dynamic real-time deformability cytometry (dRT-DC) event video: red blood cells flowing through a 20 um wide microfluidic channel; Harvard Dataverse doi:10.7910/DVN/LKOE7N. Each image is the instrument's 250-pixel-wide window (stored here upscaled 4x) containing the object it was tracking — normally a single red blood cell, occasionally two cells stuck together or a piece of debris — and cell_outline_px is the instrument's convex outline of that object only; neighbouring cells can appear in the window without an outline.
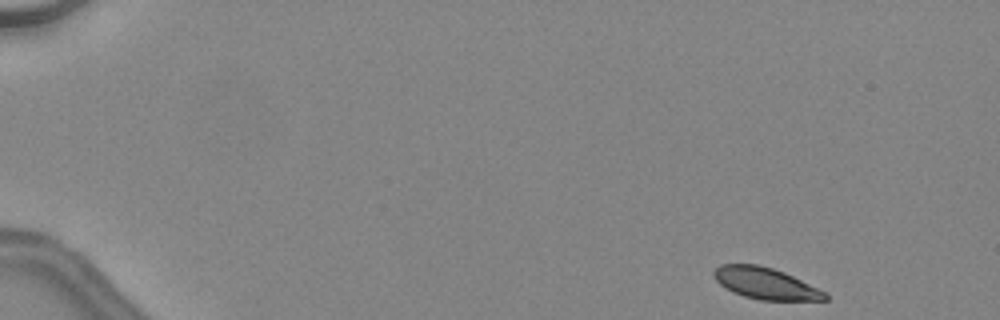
{"species": "common noctule bat (a hibernating species)", "species_latin": "Nyctalus noctula", "temperature_condition": "warm", "stored_images_in_passage": 44, "camera_frame_rate_fps": 3000, "um_per_image_px": 0.085, "animal": {"sex": "female", "body_mass_g": 24.6, "forearm_length_mm": 56.2}, "frame": {"image": 1, "passage_image": 1, "time_ms": 0.0, "image_size_px": [1000, 320], "cell_outline_px": [[828, 300], [760, 300], [744, 296], [732, 292], [724, 288], [712, 276], [712, 272], [720, 264], [756, 264], [772, 268], [784, 272], [828, 292]], "centroid_in_image_um": [65.07, 24.09], "position_along_channel_um": 19.9, "area_um2": 20.58}, "authors_computed_cell_mechanics": {"area_um2": 22.8021, "velocity_mm_per_s": 4.4753, "shape_relaxation_time_tau1_ms": 1.9275, "shape_relaxation_time_tau2_ms": 7.9341, "deformation_change_tau1": 0.0808, "deformation_change_tau2": 0.145}}